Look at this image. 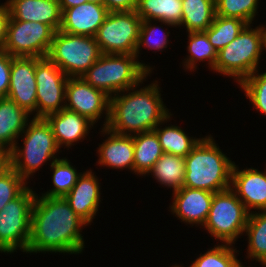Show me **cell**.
Returning <instances> with one entry per match:
<instances>
[{
  "label": "cell",
  "instance_id": "6da1fadb",
  "mask_svg": "<svg viewBox=\"0 0 266 267\" xmlns=\"http://www.w3.org/2000/svg\"><path fill=\"white\" fill-rule=\"evenodd\" d=\"M88 224L64 197L36 194L31 214V234L26 253L55 252L79 254L84 239L81 229Z\"/></svg>",
  "mask_w": 266,
  "mask_h": 267
},
{
  "label": "cell",
  "instance_id": "7a4b0ae2",
  "mask_svg": "<svg viewBox=\"0 0 266 267\" xmlns=\"http://www.w3.org/2000/svg\"><path fill=\"white\" fill-rule=\"evenodd\" d=\"M136 87L126 89L125 94L120 92L110 97L107 130L133 136L153 131L158 125L170 120L172 114L163 104L157 81L138 90H135ZM130 90L133 92H128Z\"/></svg>",
  "mask_w": 266,
  "mask_h": 267
},
{
  "label": "cell",
  "instance_id": "3957f363",
  "mask_svg": "<svg viewBox=\"0 0 266 267\" xmlns=\"http://www.w3.org/2000/svg\"><path fill=\"white\" fill-rule=\"evenodd\" d=\"M184 160V187L213 193L230 188L235 163L222 153L210 135L201 138Z\"/></svg>",
  "mask_w": 266,
  "mask_h": 267
},
{
  "label": "cell",
  "instance_id": "277c9868",
  "mask_svg": "<svg viewBox=\"0 0 266 267\" xmlns=\"http://www.w3.org/2000/svg\"><path fill=\"white\" fill-rule=\"evenodd\" d=\"M137 59L135 54H102L81 78L110 97L125 93L126 89L140 86L152 72L150 66Z\"/></svg>",
  "mask_w": 266,
  "mask_h": 267
},
{
  "label": "cell",
  "instance_id": "5b68a950",
  "mask_svg": "<svg viewBox=\"0 0 266 267\" xmlns=\"http://www.w3.org/2000/svg\"><path fill=\"white\" fill-rule=\"evenodd\" d=\"M27 123L22 149L16 144L11 150V167L26 181L43 163L59 159L54 133L45 118H33ZM29 124V125H28ZM55 155V156H54ZM56 157V158H55Z\"/></svg>",
  "mask_w": 266,
  "mask_h": 267
},
{
  "label": "cell",
  "instance_id": "8992f818",
  "mask_svg": "<svg viewBox=\"0 0 266 267\" xmlns=\"http://www.w3.org/2000/svg\"><path fill=\"white\" fill-rule=\"evenodd\" d=\"M263 49L260 26L252 29L249 24L231 43L218 51L213 70L225 76L234 77L240 84L257 70Z\"/></svg>",
  "mask_w": 266,
  "mask_h": 267
},
{
  "label": "cell",
  "instance_id": "52a82bcc",
  "mask_svg": "<svg viewBox=\"0 0 266 267\" xmlns=\"http://www.w3.org/2000/svg\"><path fill=\"white\" fill-rule=\"evenodd\" d=\"M102 55L95 37L54 33L47 57L68 77H81Z\"/></svg>",
  "mask_w": 266,
  "mask_h": 267
},
{
  "label": "cell",
  "instance_id": "ba28073f",
  "mask_svg": "<svg viewBox=\"0 0 266 267\" xmlns=\"http://www.w3.org/2000/svg\"><path fill=\"white\" fill-rule=\"evenodd\" d=\"M249 214L242 201L229 188L214 193L208 218L203 226L216 240L232 245L245 231Z\"/></svg>",
  "mask_w": 266,
  "mask_h": 267
},
{
  "label": "cell",
  "instance_id": "9c48e42d",
  "mask_svg": "<svg viewBox=\"0 0 266 267\" xmlns=\"http://www.w3.org/2000/svg\"><path fill=\"white\" fill-rule=\"evenodd\" d=\"M36 194L29 186L0 211V252H26L31 234V214Z\"/></svg>",
  "mask_w": 266,
  "mask_h": 267
},
{
  "label": "cell",
  "instance_id": "30bf717a",
  "mask_svg": "<svg viewBox=\"0 0 266 267\" xmlns=\"http://www.w3.org/2000/svg\"><path fill=\"white\" fill-rule=\"evenodd\" d=\"M141 22L136 10L109 12L95 35L102 54H135Z\"/></svg>",
  "mask_w": 266,
  "mask_h": 267
},
{
  "label": "cell",
  "instance_id": "8fae6325",
  "mask_svg": "<svg viewBox=\"0 0 266 267\" xmlns=\"http://www.w3.org/2000/svg\"><path fill=\"white\" fill-rule=\"evenodd\" d=\"M54 33L47 24L10 18L2 50L12 57H47Z\"/></svg>",
  "mask_w": 266,
  "mask_h": 267
},
{
  "label": "cell",
  "instance_id": "7c38bea8",
  "mask_svg": "<svg viewBox=\"0 0 266 267\" xmlns=\"http://www.w3.org/2000/svg\"><path fill=\"white\" fill-rule=\"evenodd\" d=\"M68 78L48 57H36L37 113L33 116L34 118H45L49 114L65 108L63 103H66L65 94Z\"/></svg>",
  "mask_w": 266,
  "mask_h": 267
},
{
  "label": "cell",
  "instance_id": "4fadbf2b",
  "mask_svg": "<svg viewBox=\"0 0 266 267\" xmlns=\"http://www.w3.org/2000/svg\"><path fill=\"white\" fill-rule=\"evenodd\" d=\"M65 102V108L67 110L77 112L87 117L94 124L101 118L100 116L105 113V124H103V127L107 126L109 120L110 96L104 91L92 87L83 78H68Z\"/></svg>",
  "mask_w": 266,
  "mask_h": 267
},
{
  "label": "cell",
  "instance_id": "5bb4252c",
  "mask_svg": "<svg viewBox=\"0 0 266 267\" xmlns=\"http://www.w3.org/2000/svg\"><path fill=\"white\" fill-rule=\"evenodd\" d=\"M36 57H12L8 98L30 115L36 112Z\"/></svg>",
  "mask_w": 266,
  "mask_h": 267
},
{
  "label": "cell",
  "instance_id": "9a60e30c",
  "mask_svg": "<svg viewBox=\"0 0 266 267\" xmlns=\"http://www.w3.org/2000/svg\"><path fill=\"white\" fill-rule=\"evenodd\" d=\"M109 11L103 3L86 2L62 11L60 31L95 37Z\"/></svg>",
  "mask_w": 266,
  "mask_h": 267
},
{
  "label": "cell",
  "instance_id": "2e32d148",
  "mask_svg": "<svg viewBox=\"0 0 266 267\" xmlns=\"http://www.w3.org/2000/svg\"><path fill=\"white\" fill-rule=\"evenodd\" d=\"M249 213L250 209L266 211V171L254 168L239 170L234 164L231 186Z\"/></svg>",
  "mask_w": 266,
  "mask_h": 267
},
{
  "label": "cell",
  "instance_id": "e0dca14e",
  "mask_svg": "<svg viewBox=\"0 0 266 267\" xmlns=\"http://www.w3.org/2000/svg\"><path fill=\"white\" fill-rule=\"evenodd\" d=\"M213 192L183 187L173 192L171 212L187 224L203 226L208 218Z\"/></svg>",
  "mask_w": 266,
  "mask_h": 267
},
{
  "label": "cell",
  "instance_id": "ac0fdd59",
  "mask_svg": "<svg viewBox=\"0 0 266 267\" xmlns=\"http://www.w3.org/2000/svg\"><path fill=\"white\" fill-rule=\"evenodd\" d=\"M64 198L73 211L89 225L101 202L98 178L92 170L82 173Z\"/></svg>",
  "mask_w": 266,
  "mask_h": 267
},
{
  "label": "cell",
  "instance_id": "d6986e66",
  "mask_svg": "<svg viewBox=\"0 0 266 267\" xmlns=\"http://www.w3.org/2000/svg\"><path fill=\"white\" fill-rule=\"evenodd\" d=\"M6 3L12 19L47 24L55 32L60 29L59 0H7Z\"/></svg>",
  "mask_w": 266,
  "mask_h": 267
},
{
  "label": "cell",
  "instance_id": "ffe728a7",
  "mask_svg": "<svg viewBox=\"0 0 266 267\" xmlns=\"http://www.w3.org/2000/svg\"><path fill=\"white\" fill-rule=\"evenodd\" d=\"M45 119L54 133L59 148L63 145L70 148L72 145L74 146L73 143L85 139L84 137L89 133V129L94 125L87 117L66 108L49 114Z\"/></svg>",
  "mask_w": 266,
  "mask_h": 267
},
{
  "label": "cell",
  "instance_id": "44dd1931",
  "mask_svg": "<svg viewBox=\"0 0 266 267\" xmlns=\"http://www.w3.org/2000/svg\"><path fill=\"white\" fill-rule=\"evenodd\" d=\"M110 134L109 137L99 146L98 164L115 169L128 168L134 171V141L133 136L115 134L105 127L102 131Z\"/></svg>",
  "mask_w": 266,
  "mask_h": 267
},
{
  "label": "cell",
  "instance_id": "7402d4cb",
  "mask_svg": "<svg viewBox=\"0 0 266 267\" xmlns=\"http://www.w3.org/2000/svg\"><path fill=\"white\" fill-rule=\"evenodd\" d=\"M29 115V116H28ZM30 114L8 97L0 98V147L12 150L29 122Z\"/></svg>",
  "mask_w": 266,
  "mask_h": 267
},
{
  "label": "cell",
  "instance_id": "603a6c76",
  "mask_svg": "<svg viewBox=\"0 0 266 267\" xmlns=\"http://www.w3.org/2000/svg\"><path fill=\"white\" fill-rule=\"evenodd\" d=\"M136 12L142 20L177 27L182 19V0H138Z\"/></svg>",
  "mask_w": 266,
  "mask_h": 267
},
{
  "label": "cell",
  "instance_id": "cb8c5ba5",
  "mask_svg": "<svg viewBox=\"0 0 266 267\" xmlns=\"http://www.w3.org/2000/svg\"><path fill=\"white\" fill-rule=\"evenodd\" d=\"M134 173L146 175L163 155L156 132L149 131L133 135Z\"/></svg>",
  "mask_w": 266,
  "mask_h": 267
},
{
  "label": "cell",
  "instance_id": "d4e9b609",
  "mask_svg": "<svg viewBox=\"0 0 266 267\" xmlns=\"http://www.w3.org/2000/svg\"><path fill=\"white\" fill-rule=\"evenodd\" d=\"M215 0H182L181 25L187 32L206 31L215 17Z\"/></svg>",
  "mask_w": 266,
  "mask_h": 267
},
{
  "label": "cell",
  "instance_id": "484cf974",
  "mask_svg": "<svg viewBox=\"0 0 266 267\" xmlns=\"http://www.w3.org/2000/svg\"><path fill=\"white\" fill-rule=\"evenodd\" d=\"M161 185L173 188V192L184 187L185 160L182 156L163 153L155 165L148 171Z\"/></svg>",
  "mask_w": 266,
  "mask_h": 267
},
{
  "label": "cell",
  "instance_id": "4316f807",
  "mask_svg": "<svg viewBox=\"0 0 266 267\" xmlns=\"http://www.w3.org/2000/svg\"><path fill=\"white\" fill-rule=\"evenodd\" d=\"M245 232L248 236L247 258L266 267V211L251 212Z\"/></svg>",
  "mask_w": 266,
  "mask_h": 267
},
{
  "label": "cell",
  "instance_id": "83f0119b",
  "mask_svg": "<svg viewBox=\"0 0 266 267\" xmlns=\"http://www.w3.org/2000/svg\"><path fill=\"white\" fill-rule=\"evenodd\" d=\"M159 126L154 131L157 134L163 153L185 158L200 140V138L193 139V137H189L179 126L171 125L158 128Z\"/></svg>",
  "mask_w": 266,
  "mask_h": 267
},
{
  "label": "cell",
  "instance_id": "f1b7e54d",
  "mask_svg": "<svg viewBox=\"0 0 266 267\" xmlns=\"http://www.w3.org/2000/svg\"><path fill=\"white\" fill-rule=\"evenodd\" d=\"M238 18H225L215 15L211 26L204 31L209 42L218 51L231 43L247 26Z\"/></svg>",
  "mask_w": 266,
  "mask_h": 267
},
{
  "label": "cell",
  "instance_id": "f546056e",
  "mask_svg": "<svg viewBox=\"0 0 266 267\" xmlns=\"http://www.w3.org/2000/svg\"><path fill=\"white\" fill-rule=\"evenodd\" d=\"M188 35L189 45L187 49L190 55L183 62L186 70L194 71L198 61L206 62V60H208V65L213 70L217 62L218 52L209 42L206 33L204 31L189 32Z\"/></svg>",
  "mask_w": 266,
  "mask_h": 267
},
{
  "label": "cell",
  "instance_id": "4dcf8cb0",
  "mask_svg": "<svg viewBox=\"0 0 266 267\" xmlns=\"http://www.w3.org/2000/svg\"><path fill=\"white\" fill-rule=\"evenodd\" d=\"M69 161L66 158L52 160L50 168L53 170L52 183L54 188L42 193V196L65 197L74 187L82 173H77Z\"/></svg>",
  "mask_w": 266,
  "mask_h": 267
},
{
  "label": "cell",
  "instance_id": "1f68e13d",
  "mask_svg": "<svg viewBox=\"0 0 266 267\" xmlns=\"http://www.w3.org/2000/svg\"><path fill=\"white\" fill-rule=\"evenodd\" d=\"M259 0H215V14L225 18H238L248 25L256 16Z\"/></svg>",
  "mask_w": 266,
  "mask_h": 267
},
{
  "label": "cell",
  "instance_id": "d6a6232c",
  "mask_svg": "<svg viewBox=\"0 0 266 267\" xmlns=\"http://www.w3.org/2000/svg\"><path fill=\"white\" fill-rule=\"evenodd\" d=\"M231 246V244L215 245L206 253H201L190 267H235L240 261L235 256L236 248Z\"/></svg>",
  "mask_w": 266,
  "mask_h": 267
},
{
  "label": "cell",
  "instance_id": "836d02e7",
  "mask_svg": "<svg viewBox=\"0 0 266 267\" xmlns=\"http://www.w3.org/2000/svg\"><path fill=\"white\" fill-rule=\"evenodd\" d=\"M258 70L249 75L239 85L251 101L253 107L266 115V72L259 74Z\"/></svg>",
  "mask_w": 266,
  "mask_h": 267
},
{
  "label": "cell",
  "instance_id": "e575fe53",
  "mask_svg": "<svg viewBox=\"0 0 266 267\" xmlns=\"http://www.w3.org/2000/svg\"><path fill=\"white\" fill-rule=\"evenodd\" d=\"M152 20H142L141 26H140V32H139V40L136 47V57L139 56L141 51V46H144L145 48H149V50H162L167 47L169 40L167 37L170 32H165L164 30H161L159 26H155V24H151ZM160 28V29H159ZM159 30V31H158ZM163 31L161 34L164 35L160 38L156 37L158 36L159 32ZM158 34V35H157Z\"/></svg>",
  "mask_w": 266,
  "mask_h": 267
},
{
  "label": "cell",
  "instance_id": "d590c367",
  "mask_svg": "<svg viewBox=\"0 0 266 267\" xmlns=\"http://www.w3.org/2000/svg\"><path fill=\"white\" fill-rule=\"evenodd\" d=\"M27 182L11 167L0 176V211L17 198L26 188Z\"/></svg>",
  "mask_w": 266,
  "mask_h": 267
},
{
  "label": "cell",
  "instance_id": "8d00e7d4",
  "mask_svg": "<svg viewBox=\"0 0 266 267\" xmlns=\"http://www.w3.org/2000/svg\"><path fill=\"white\" fill-rule=\"evenodd\" d=\"M12 56L0 49V98L8 96Z\"/></svg>",
  "mask_w": 266,
  "mask_h": 267
},
{
  "label": "cell",
  "instance_id": "74e56055",
  "mask_svg": "<svg viewBox=\"0 0 266 267\" xmlns=\"http://www.w3.org/2000/svg\"><path fill=\"white\" fill-rule=\"evenodd\" d=\"M138 0H103L109 12L136 10Z\"/></svg>",
  "mask_w": 266,
  "mask_h": 267
},
{
  "label": "cell",
  "instance_id": "f35d334b",
  "mask_svg": "<svg viewBox=\"0 0 266 267\" xmlns=\"http://www.w3.org/2000/svg\"><path fill=\"white\" fill-rule=\"evenodd\" d=\"M10 19V11L7 3L0 5V49L3 48L7 38V27Z\"/></svg>",
  "mask_w": 266,
  "mask_h": 267
},
{
  "label": "cell",
  "instance_id": "ab89813d",
  "mask_svg": "<svg viewBox=\"0 0 266 267\" xmlns=\"http://www.w3.org/2000/svg\"><path fill=\"white\" fill-rule=\"evenodd\" d=\"M11 168V151L0 147V176Z\"/></svg>",
  "mask_w": 266,
  "mask_h": 267
},
{
  "label": "cell",
  "instance_id": "60d3db41",
  "mask_svg": "<svg viewBox=\"0 0 266 267\" xmlns=\"http://www.w3.org/2000/svg\"><path fill=\"white\" fill-rule=\"evenodd\" d=\"M88 2V0H59L61 12L67 8L81 5Z\"/></svg>",
  "mask_w": 266,
  "mask_h": 267
},
{
  "label": "cell",
  "instance_id": "b9f144b4",
  "mask_svg": "<svg viewBox=\"0 0 266 267\" xmlns=\"http://www.w3.org/2000/svg\"><path fill=\"white\" fill-rule=\"evenodd\" d=\"M260 28L263 36V47L265 48L264 50H266V28L265 26H260Z\"/></svg>",
  "mask_w": 266,
  "mask_h": 267
},
{
  "label": "cell",
  "instance_id": "7bdbcfd3",
  "mask_svg": "<svg viewBox=\"0 0 266 267\" xmlns=\"http://www.w3.org/2000/svg\"><path fill=\"white\" fill-rule=\"evenodd\" d=\"M88 2L103 3V0H88Z\"/></svg>",
  "mask_w": 266,
  "mask_h": 267
},
{
  "label": "cell",
  "instance_id": "ee69618b",
  "mask_svg": "<svg viewBox=\"0 0 266 267\" xmlns=\"http://www.w3.org/2000/svg\"><path fill=\"white\" fill-rule=\"evenodd\" d=\"M235 267H245V266H243L242 263L239 262Z\"/></svg>",
  "mask_w": 266,
  "mask_h": 267
}]
</instances>
